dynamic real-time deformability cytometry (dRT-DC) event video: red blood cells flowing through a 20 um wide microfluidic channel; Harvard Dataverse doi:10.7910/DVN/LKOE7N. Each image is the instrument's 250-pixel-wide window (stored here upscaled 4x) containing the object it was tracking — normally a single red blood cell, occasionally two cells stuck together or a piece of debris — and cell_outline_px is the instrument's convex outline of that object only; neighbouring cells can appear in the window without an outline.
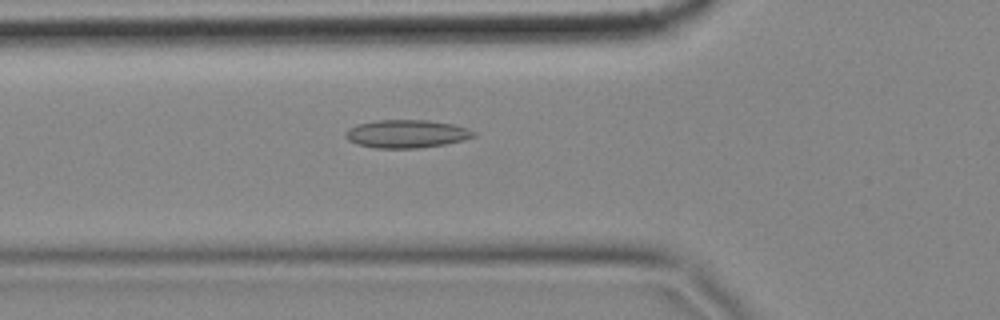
{"species": "common noctule bat (a hibernating species)", "species_latin": "Nyctalus noctula", "temperature_condition": "cold", "stored_images_in_passage": 57, "camera_frame_rate_fps": 3000, "um_per_image_px": 0.085, "animal": {"sex": "female", "body_mass_g": 18.4}, "frame": {"image": 1, "passage_image": 19, "time_ms": 6.0, "image_size_px": [1000, 320], "cell_outline_px": [[476, 136], [464, 140], [444, 144], [416, 148], [376, 148], [360, 144], [348, 140], [344, 136], [348, 128], [356, 124], [376, 120], [428, 120], [452, 124], [468, 128], [476, 132]], "centroid_in_image_um": [34.57, 11.36], "position_along_channel_um": 91.2, "area_um2": 20.92}}
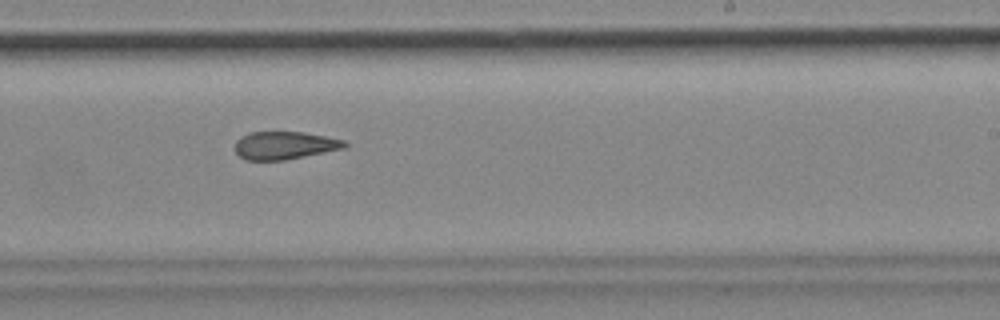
{"frame": {"image": 2, "passage_image": 34, "time_ms": 11.0, "image_size_px": [1000, 320], "cell_outline_px": [[348, 148], [284, 160], [244, 160], [236, 152], [236, 140], [240, 136], [248, 132], [304, 132], [344, 140], [348, 144]], "centroid_in_image_um": [24.21, 12.36], "position_along_channel_um": 264.8, "area_um2": 17.92}}
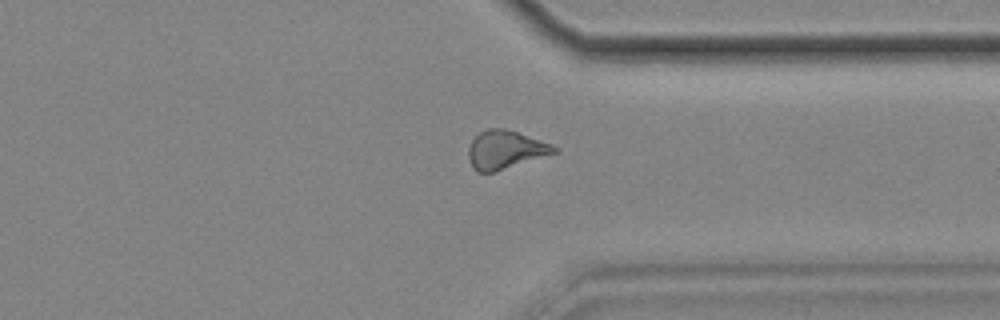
{"frame": {"image": 3, "passage_image": 43, "time_ms": 14.0, "image_size_px": [1000, 320], "cell_outline_px": [[560, 148], [556, 152], [496, 172], [476, 172], [472, 168], [468, 156], [468, 148], [472, 140], [480, 132], [488, 128], [504, 128], [552, 144]], "centroid_in_image_um": [42.93, 12.74], "position_along_channel_um": 368.5, "area_um2": 19.07}, "authors_computed_cell_mechanics": {"area_um2": 19.3052, "velocity_mm_per_s": 3.4835, "shape_relaxation_time_tau1_ms": null, "shape_relaxation_time_tau2_ms": 4.007, "deformation_change_tau1": null, "deformation_change_tau2": 0.1138}}